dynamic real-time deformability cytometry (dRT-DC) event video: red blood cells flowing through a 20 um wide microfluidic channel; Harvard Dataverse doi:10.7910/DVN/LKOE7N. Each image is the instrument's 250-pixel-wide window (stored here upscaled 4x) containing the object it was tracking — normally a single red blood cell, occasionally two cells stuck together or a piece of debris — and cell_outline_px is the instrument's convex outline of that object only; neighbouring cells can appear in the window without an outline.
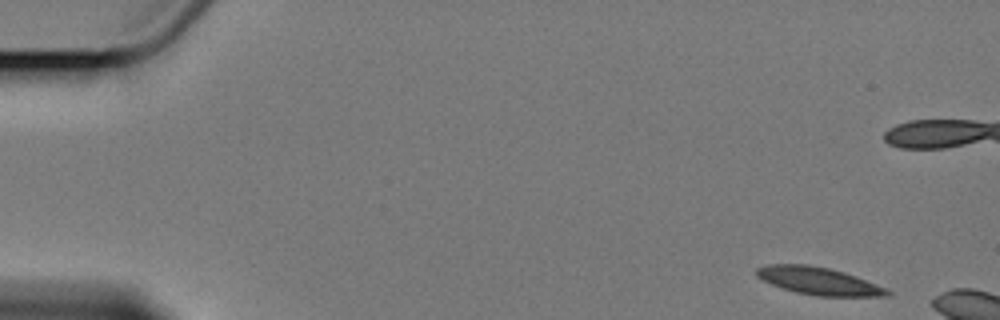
{"species": "Egyptian fruit bat (a non-hibernating species)", "species_latin": "Rousettus aegyptiacus", "temperature_condition": "cold", "stored_images_in_passage": 5, "camera_frame_rate_fps": 3000, "um_per_image_px": 0.085, "animal": {"sex": "female"}, "frame": {"image": 1, "passage_image": 1, "time_ms": 0.0, "image_size_px": [1000, 320], "cell_outline_px": [[892, 296], [816, 296], [796, 292], [772, 284], [756, 276], [756, 268], [768, 264], [808, 264], [828, 268], [844, 272], [884, 288], [892, 292]], "centroid_in_image_um": [69.56, 23.88], "position_along_channel_um": 15.4, "area_um2": 20.63}}